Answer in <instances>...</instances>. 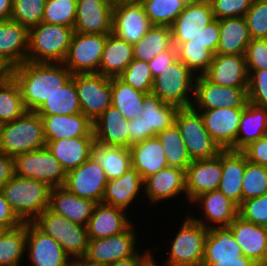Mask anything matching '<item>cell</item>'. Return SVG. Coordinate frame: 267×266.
<instances>
[{
	"label": "cell",
	"instance_id": "cell-1",
	"mask_svg": "<svg viewBox=\"0 0 267 266\" xmlns=\"http://www.w3.org/2000/svg\"><path fill=\"white\" fill-rule=\"evenodd\" d=\"M18 84L27 111H36L73 76L63 63L25 61L9 70Z\"/></svg>",
	"mask_w": 267,
	"mask_h": 266
},
{
	"label": "cell",
	"instance_id": "cell-2",
	"mask_svg": "<svg viewBox=\"0 0 267 266\" xmlns=\"http://www.w3.org/2000/svg\"><path fill=\"white\" fill-rule=\"evenodd\" d=\"M51 189L47 183L14 174L0 192L25 223L33 222L48 208Z\"/></svg>",
	"mask_w": 267,
	"mask_h": 266
},
{
	"label": "cell",
	"instance_id": "cell-3",
	"mask_svg": "<svg viewBox=\"0 0 267 266\" xmlns=\"http://www.w3.org/2000/svg\"><path fill=\"white\" fill-rule=\"evenodd\" d=\"M45 147L43 121L36 111H26L16 120L0 124V153L14 158Z\"/></svg>",
	"mask_w": 267,
	"mask_h": 266
},
{
	"label": "cell",
	"instance_id": "cell-4",
	"mask_svg": "<svg viewBox=\"0 0 267 266\" xmlns=\"http://www.w3.org/2000/svg\"><path fill=\"white\" fill-rule=\"evenodd\" d=\"M72 27L40 22L29 29L28 62L63 63L71 42Z\"/></svg>",
	"mask_w": 267,
	"mask_h": 266
},
{
	"label": "cell",
	"instance_id": "cell-5",
	"mask_svg": "<svg viewBox=\"0 0 267 266\" xmlns=\"http://www.w3.org/2000/svg\"><path fill=\"white\" fill-rule=\"evenodd\" d=\"M174 238L169 243V254L162 263L166 266H202L205 241L208 228L193 220L189 215L184 217Z\"/></svg>",
	"mask_w": 267,
	"mask_h": 266
},
{
	"label": "cell",
	"instance_id": "cell-6",
	"mask_svg": "<svg viewBox=\"0 0 267 266\" xmlns=\"http://www.w3.org/2000/svg\"><path fill=\"white\" fill-rule=\"evenodd\" d=\"M196 75L179 59L154 78L152 94L178 108L192 107Z\"/></svg>",
	"mask_w": 267,
	"mask_h": 266
},
{
	"label": "cell",
	"instance_id": "cell-7",
	"mask_svg": "<svg viewBox=\"0 0 267 266\" xmlns=\"http://www.w3.org/2000/svg\"><path fill=\"white\" fill-rule=\"evenodd\" d=\"M32 223L57 241L71 260L86 255L89 242L86 226L74 223L48 208Z\"/></svg>",
	"mask_w": 267,
	"mask_h": 266
},
{
	"label": "cell",
	"instance_id": "cell-8",
	"mask_svg": "<svg viewBox=\"0 0 267 266\" xmlns=\"http://www.w3.org/2000/svg\"><path fill=\"white\" fill-rule=\"evenodd\" d=\"M174 123L192 161L216 157L221 151L206 130L201 114L193 107L179 108Z\"/></svg>",
	"mask_w": 267,
	"mask_h": 266
},
{
	"label": "cell",
	"instance_id": "cell-9",
	"mask_svg": "<svg viewBox=\"0 0 267 266\" xmlns=\"http://www.w3.org/2000/svg\"><path fill=\"white\" fill-rule=\"evenodd\" d=\"M14 174L47 183L51 188L64 186L66 172L47 147L14 157Z\"/></svg>",
	"mask_w": 267,
	"mask_h": 266
},
{
	"label": "cell",
	"instance_id": "cell-10",
	"mask_svg": "<svg viewBox=\"0 0 267 266\" xmlns=\"http://www.w3.org/2000/svg\"><path fill=\"white\" fill-rule=\"evenodd\" d=\"M81 113L94 122L112 104L111 78L98 73L74 74Z\"/></svg>",
	"mask_w": 267,
	"mask_h": 266
},
{
	"label": "cell",
	"instance_id": "cell-11",
	"mask_svg": "<svg viewBox=\"0 0 267 266\" xmlns=\"http://www.w3.org/2000/svg\"><path fill=\"white\" fill-rule=\"evenodd\" d=\"M107 34L74 32L63 64L74 74L98 73Z\"/></svg>",
	"mask_w": 267,
	"mask_h": 266
},
{
	"label": "cell",
	"instance_id": "cell-12",
	"mask_svg": "<svg viewBox=\"0 0 267 266\" xmlns=\"http://www.w3.org/2000/svg\"><path fill=\"white\" fill-rule=\"evenodd\" d=\"M134 226V227H133ZM133 223L122 233L103 238H89L87 253L84 256L88 261L110 265L119 260L127 259L134 256L139 251V242Z\"/></svg>",
	"mask_w": 267,
	"mask_h": 266
},
{
	"label": "cell",
	"instance_id": "cell-13",
	"mask_svg": "<svg viewBox=\"0 0 267 266\" xmlns=\"http://www.w3.org/2000/svg\"><path fill=\"white\" fill-rule=\"evenodd\" d=\"M248 88L220 86L209 81L204 75L196 76L194 109H218L246 107Z\"/></svg>",
	"mask_w": 267,
	"mask_h": 266
},
{
	"label": "cell",
	"instance_id": "cell-14",
	"mask_svg": "<svg viewBox=\"0 0 267 266\" xmlns=\"http://www.w3.org/2000/svg\"><path fill=\"white\" fill-rule=\"evenodd\" d=\"M245 107L195 109L203 118L204 126L221 150H236V138Z\"/></svg>",
	"mask_w": 267,
	"mask_h": 266
},
{
	"label": "cell",
	"instance_id": "cell-15",
	"mask_svg": "<svg viewBox=\"0 0 267 266\" xmlns=\"http://www.w3.org/2000/svg\"><path fill=\"white\" fill-rule=\"evenodd\" d=\"M102 166L92 158L66 173L64 188L80 198L102 203L107 184Z\"/></svg>",
	"mask_w": 267,
	"mask_h": 266
},
{
	"label": "cell",
	"instance_id": "cell-16",
	"mask_svg": "<svg viewBox=\"0 0 267 266\" xmlns=\"http://www.w3.org/2000/svg\"><path fill=\"white\" fill-rule=\"evenodd\" d=\"M25 256L31 266H71L72 263L61 245L32 222H26Z\"/></svg>",
	"mask_w": 267,
	"mask_h": 266
},
{
	"label": "cell",
	"instance_id": "cell-17",
	"mask_svg": "<svg viewBox=\"0 0 267 266\" xmlns=\"http://www.w3.org/2000/svg\"><path fill=\"white\" fill-rule=\"evenodd\" d=\"M152 26L140 1L114 4L112 33L118 38L134 45Z\"/></svg>",
	"mask_w": 267,
	"mask_h": 266
},
{
	"label": "cell",
	"instance_id": "cell-18",
	"mask_svg": "<svg viewBox=\"0 0 267 266\" xmlns=\"http://www.w3.org/2000/svg\"><path fill=\"white\" fill-rule=\"evenodd\" d=\"M189 205L198 206L202 210L200 218L188 214L193 220L202 224L205 228L228 227L238 216V206L224 196L218 189L196 197Z\"/></svg>",
	"mask_w": 267,
	"mask_h": 266
},
{
	"label": "cell",
	"instance_id": "cell-19",
	"mask_svg": "<svg viewBox=\"0 0 267 266\" xmlns=\"http://www.w3.org/2000/svg\"><path fill=\"white\" fill-rule=\"evenodd\" d=\"M214 19L209 0H196L186 4L184 10L170 26L172 44L177 48L181 43L193 40L201 29Z\"/></svg>",
	"mask_w": 267,
	"mask_h": 266
},
{
	"label": "cell",
	"instance_id": "cell-20",
	"mask_svg": "<svg viewBox=\"0 0 267 266\" xmlns=\"http://www.w3.org/2000/svg\"><path fill=\"white\" fill-rule=\"evenodd\" d=\"M222 178L221 151L210 159L194 160L185 170L186 196L190 204L201 194L218 189Z\"/></svg>",
	"mask_w": 267,
	"mask_h": 266
},
{
	"label": "cell",
	"instance_id": "cell-21",
	"mask_svg": "<svg viewBox=\"0 0 267 266\" xmlns=\"http://www.w3.org/2000/svg\"><path fill=\"white\" fill-rule=\"evenodd\" d=\"M144 184V198L150 205H159V203L168 202L167 200H179L181 194L186 197L185 188V170L178 167L168 166L154 175L146 178ZM177 198V199H175Z\"/></svg>",
	"mask_w": 267,
	"mask_h": 266
},
{
	"label": "cell",
	"instance_id": "cell-22",
	"mask_svg": "<svg viewBox=\"0 0 267 266\" xmlns=\"http://www.w3.org/2000/svg\"><path fill=\"white\" fill-rule=\"evenodd\" d=\"M113 7L110 0H77L74 32L112 33Z\"/></svg>",
	"mask_w": 267,
	"mask_h": 266
},
{
	"label": "cell",
	"instance_id": "cell-23",
	"mask_svg": "<svg viewBox=\"0 0 267 266\" xmlns=\"http://www.w3.org/2000/svg\"><path fill=\"white\" fill-rule=\"evenodd\" d=\"M242 254L259 266H267V227L237 216L228 226Z\"/></svg>",
	"mask_w": 267,
	"mask_h": 266
},
{
	"label": "cell",
	"instance_id": "cell-24",
	"mask_svg": "<svg viewBox=\"0 0 267 266\" xmlns=\"http://www.w3.org/2000/svg\"><path fill=\"white\" fill-rule=\"evenodd\" d=\"M29 29L18 22L0 21V62L9 71L27 60Z\"/></svg>",
	"mask_w": 267,
	"mask_h": 266
},
{
	"label": "cell",
	"instance_id": "cell-25",
	"mask_svg": "<svg viewBox=\"0 0 267 266\" xmlns=\"http://www.w3.org/2000/svg\"><path fill=\"white\" fill-rule=\"evenodd\" d=\"M204 76L220 86L248 88L249 73L245 56L215 54Z\"/></svg>",
	"mask_w": 267,
	"mask_h": 266
},
{
	"label": "cell",
	"instance_id": "cell-26",
	"mask_svg": "<svg viewBox=\"0 0 267 266\" xmlns=\"http://www.w3.org/2000/svg\"><path fill=\"white\" fill-rule=\"evenodd\" d=\"M129 212L104 203H97L87 223L88 237L103 239L125 231L131 224Z\"/></svg>",
	"mask_w": 267,
	"mask_h": 266
},
{
	"label": "cell",
	"instance_id": "cell-27",
	"mask_svg": "<svg viewBox=\"0 0 267 266\" xmlns=\"http://www.w3.org/2000/svg\"><path fill=\"white\" fill-rule=\"evenodd\" d=\"M40 116L46 143L75 137H94L93 122L83 113Z\"/></svg>",
	"mask_w": 267,
	"mask_h": 266
},
{
	"label": "cell",
	"instance_id": "cell-28",
	"mask_svg": "<svg viewBox=\"0 0 267 266\" xmlns=\"http://www.w3.org/2000/svg\"><path fill=\"white\" fill-rule=\"evenodd\" d=\"M142 189H144L142 177L134 168H131L121 177L107 181L102 203L128 212L133 208L132 204L135 200L144 197L141 194L144 193ZM141 195L142 197H138Z\"/></svg>",
	"mask_w": 267,
	"mask_h": 266
},
{
	"label": "cell",
	"instance_id": "cell-29",
	"mask_svg": "<svg viewBox=\"0 0 267 266\" xmlns=\"http://www.w3.org/2000/svg\"><path fill=\"white\" fill-rule=\"evenodd\" d=\"M222 178L218 190L238 207L242 204V180L246 156L241 150H221Z\"/></svg>",
	"mask_w": 267,
	"mask_h": 266
},
{
	"label": "cell",
	"instance_id": "cell-30",
	"mask_svg": "<svg viewBox=\"0 0 267 266\" xmlns=\"http://www.w3.org/2000/svg\"><path fill=\"white\" fill-rule=\"evenodd\" d=\"M96 204L74 195L62 186L51 189L48 209L74 223L87 226Z\"/></svg>",
	"mask_w": 267,
	"mask_h": 266
},
{
	"label": "cell",
	"instance_id": "cell-31",
	"mask_svg": "<svg viewBox=\"0 0 267 266\" xmlns=\"http://www.w3.org/2000/svg\"><path fill=\"white\" fill-rule=\"evenodd\" d=\"M128 120L121 112L109 106L94 122L96 142L105 146L129 148Z\"/></svg>",
	"mask_w": 267,
	"mask_h": 266
},
{
	"label": "cell",
	"instance_id": "cell-32",
	"mask_svg": "<svg viewBox=\"0 0 267 266\" xmlns=\"http://www.w3.org/2000/svg\"><path fill=\"white\" fill-rule=\"evenodd\" d=\"M129 149L132 168L140 174L143 181L168 167L164 148L157 136L133 144Z\"/></svg>",
	"mask_w": 267,
	"mask_h": 266
},
{
	"label": "cell",
	"instance_id": "cell-33",
	"mask_svg": "<svg viewBox=\"0 0 267 266\" xmlns=\"http://www.w3.org/2000/svg\"><path fill=\"white\" fill-rule=\"evenodd\" d=\"M95 141V137H75L49 141L46 147L68 173L90 158Z\"/></svg>",
	"mask_w": 267,
	"mask_h": 266
},
{
	"label": "cell",
	"instance_id": "cell-34",
	"mask_svg": "<svg viewBox=\"0 0 267 266\" xmlns=\"http://www.w3.org/2000/svg\"><path fill=\"white\" fill-rule=\"evenodd\" d=\"M220 41L216 54L245 55L251 41L244 17L219 19Z\"/></svg>",
	"mask_w": 267,
	"mask_h": 266
},
{
	"label": "cell",
	"instance_id": "cell-35",
	"mask_svg": "<svg viewBox=\"0 0 267 266\" xmlns=\"http://www.w3.org/2000/svg\"><path fill=\"white\" fill-rule=\"evenodd\" d=\"M133 59V45L113 33L107 34L98 74L118 77Z\"/></svg>",
	"mask_w": 267,
	"mask_h": 266
},
{
	"label": "cell",
	"instance_id": "cell-36",
	"mask_svg": "<svg viewBox=\"0 0 267 266\" xmlns=\"http://www.w3.org/2000/svg\"><path fill=\"white\" fill-rule=\"evenodd\" d=\"M243 256L229 227H213L205 241L203 263H216L217 260H239Z\"/></svg>",
	"mask_w": 267,
	"mask_h": 266
},
{
	"label": "cell",
	"instance_id": "cell-37",
	"mask_svg": "<svg viewBox=\"0 0 267 266\" xmlns=\"http://www.w3.org/2000/svg\"><path fill=\"white\" fill-rule=\"evenodd\" d=\"M142 109L138 117L144 118L146 139H149L174 124L179 108L163 102L158 96L150 93L144 97Z\"/></svg>",
	"mask_w": 267,
	"mask_h": 266
},
{
	"label": "cell",
	"instance_id": "cell-38",
	"mask_svg": "<svg viewBox=\"0 0 267 266\" xmlns=\"http://www.w3.org/2000/svg\"><path fill=\"white\" fill-rule=\"evenodd\" d=\"M90 158L102 166L107 180L119 178L132 168L129 148L105 146L95 141Z\"/></svg>",
	"mask_w": 267,
	"mask_h": 266
},
{
	"label": "cell",
	"instance_id": "cell-39",
	"mask_svg": "<svg viewBox=\"0 0 267 266\" xmlns=\"http://www.w3.org/2000/svg\"><path fill=\"white\" fill-rule=\"evenodd\" d=\"M267 134V107L247 103L240 120L236 138V150Z\"/></svg>",
	"mask_w": 267,
	"mask_h": 266
},
{
	"label": "cell",
	"instance_id": "cell-40",
	"mask_svg": "<svg viewBox=\"0 0 267 266\" xmlns=\"http://www.w3.org/2000/svg\"><path fill=\"white\" fill-rule=\"evenodd\" d=\"M112 106L127 120H134L143 111L144 97L147 95L125 84L118 77L111 78Z\"/></svg>",
	"mask_w": 267,
	"mask_h": 266
},
{
	"label": "cell",
	"instance_id": "cell-41",
	"mask_svg": "<svg viewBox=\"0 0 267 266\" xmlns=\"http://www.w3.org/2000/svg\"><path fill=\"white\" fill-rule=\"evenodd\" d=\"M171 28L153 25L140 40L133 45L134 59L149 62L160 52L172 46Z\"/></svg>",
	"mask_w": 267,
	"mask_h": 266
},
{
	"label": "cell",
	"instance_id": "cell-42",
	"mask_svg": "<svg viewBox=\"0 0 267 266\" xmlns=\"http://www.w3.org/2000/svg\"><path fill=\"white\" fill-rule=\"evenodd\" d=\"M36 112L39 115H72L81 113L73 76L49 97Z\"/></svg>",
	"mask_w": 267,
	"mask_h": 266
},
{
	"label": "cell",
	"instance_id": "cell-43",
	"mask_svg": "<svg viewBox=\"0 0 267 266\" xmlns=\"http://www.w3.org/2000/svg\"><path fill=\"white\" fill-rule=\"evenodd\" d=\"M26 250V222L5 230L0 237V266H23ZM26 257V258H25Z\"/></svg>",
	"mask_w": 267,
	"mask_h": 266
},
{
	"label": "cell",
	"instance_id": "cell-44",
	"mask_svg": "<svg viewBox=\"0 0 267 266\" xmlns=\"http://www.w3.org/2000/svg\"><path fill=\"white\" fill-rule=\"evenodd\" d=\"M26 111L18 84L8 73L0 80V124L16 120Z\"/></svg>",
	"mask_w": 267,
	"mask_h": 266
},
{
	"label": "cell",
	"instance_id": "cell-45",
	"mask_svg": "<svg viewBox=\"0 0 267 266\" xmlns=\"http://www.w3.org/2000/svg\"><path fill=\"white\" fill-rule=\"evenodd\" d=\"M162 147L165 151L168 166L178 167L183 170L191 164L192 160L184 144L177 125L174 123L170 127L157 134Z\"/></svg>",
	"mask_w": 267,
	"mask_h": 266
},
{
	"label": "cell",
	"instance_id": "cell-46",
	"mask_svg": "<svg viewBox=\"0 0 267 266\" xmlns=\"http://www.w3.org/2000/svg\"><path fill=\"white\" fill-rule=\"evenodd\" d=\"M177 56L196 76L204 75L214 54L199 41L191 40L177 47Z\"/></svg>",
	"mask_w": 267,
	"mask_h": 266
},
{
	"label": "cell",
	"instance_id": "cell-47",
	"mask_svg": "<svg viewBox=\"0 0 267 266\" xmlns=\"http://www.w3.org/2000/svg\"><path fill=\"white\" fill-rule=\"evenodd\" d=\"M152 25L171 26L184 10L182 0H140Z\"/></svg>",
	"mask_w": 267,
	"mask_h": 266
},
{
	"label": "cell",
	"instance_id": "cell-48",
	"mask_svg": "<svg viewBox=\"0 0 267 266\" xmlns=\"http://www.w3.org/2000/svg\"><path fill=\"white\" fill-rule=\"evenodd\" d=\"M77 0H46L42 22L74 27Z\"/></svg>",
	"mask_w": 267,
	"mask_h": 266
},
{
	"label": "cell",
	"instance_id": "cell-49",
	"mask_svg": "<svg viewBox=\"0 0 267 266\" xmlns=\"http://www.w3.org/2000/svg\"><path fill=\"white\" fill-rule=\"evenodd\" d=\"M267 193V167L253 164L246 158L242 180V202Z\"/></svg>",
	"mask_w": 267,
	"mask_h": 266
},
{
	"label": "cell",
	"instance_id": "cell-50",
	"mask_svg": "<svg viewBox=\"0 0 267 266\" xmlns=\"http://www.w3.org/2000/svg\"><path fill=\"white\" fill-rule=\"evenodd\" d=\"M118 78L135 90L145 94L152 92L154 78L146 61L133 59Z\"/></svg>",
	"mask_w": 267,
	"mask_h": 266
},
{
	"label": "cell",
	"instance_id": "cell-51",
	"mask_svg": "<svg viewBox=\"0 0 267 266\" xmlns=\"http://www.w3.org/2000/svg\"><path fill=\"white\" fill-rule=\"evenodd\" d=\"M46 0H13L10 20L28 29L42 22Z\"/></svg>",
	"mask_w": 267,
	"mask_h": 266
},
{
	"label": "cell",
	"instance_id": "cell-52",
	"mask_svg": "<svg viewBox=\"0 0 267 266\" xmlns=\"http://www.w3.org/2000/svg\"><path fill=\"white\" fill-rule=\"evenodd\" d=\"M244 18L251 39H267V0H254Z\"/></svg>",
	"mask_w": 267,
	"mask_h": 266
},
{
	"label": "cell",
	"instance_id": "cell-53",
	"mask_svg": "<svg viewBox=\"0 0 267 266\" xmlns=\"http://www.w3.org/2000/svg\"><path fill=\"white\" fill-rule=\"evenodd\" d=\"M238 215L246 221L267 227V193L243 201L238 207Z\"/></svg>",
	"mask_w": 267,
	"mask_h": 266
},
{
	"label": "cell",
	"instance_id": "cell-54",
	"mask_svg": "<svg viewBox=\"0 0 267 266\" xmlns=\"http://www.w3.org/2000/svg\"><path fill=\"white\" fill-rule=\"evenodd\" d=\"M254 0H209L215 19L244 17Z\"/></svg>",
	"mask_w": 267,
	"mask_h": 266
},
{
	"label": "cell",
	"instance_id": "cell-55",
	"mask_svg": "<svg viewBox=\"0 0 267 266\" xmlns=\"http://www.w3.org/2000/svg\"><path fill=\"white\" fill-rule=\"evenodd\" d=\"M248 102L267 107V69L248 71Z\"/></svg>",
	"mask_w": 267,
	"mask_h": 266
},
{
	"label": "cell",
	"instance_id": "cell-56",
	"mask_svg": "<svg viewBox=\"0 0 267 266\" xmlns=\"http://www.w3.org/2000/svg\"><path fill=\"white\" fill-rule=\"evenodd\" d=\"M244 56L248 71L267 69V39H251Z\"/></svg>",
	"mask_w": 267,
	"mask_h": 266
},
{
	"label": "cell",
	"instance_id": "cell-57",
	"mask_svg": "<svg viewBox=\"0 0 267 266\" xmlns=\"http://www.w3.org/2000/svg\"><path fill=\"white\" fill-rule=\"evenodd\" d=\"M241 151L249 162L267 167V134L249 143Z\"/></svg>",
	"mask_w": 267,
	"mask_h": 266
},
{
	"label": "cell",
	"instance_id": "cell-58",
	"mask_svg": "<svg viewBox=\"0 0 267 266\" xmlns=\"http://www.w3.org/2000/svg\"><path fill=\"white\" fill-rule=\"evenodd\" d=\"M219 20L214 19L206 27L201 29V32L194 38V41H199L204 44L214 55L216 54L220 41Z\"/></svg>",
	"mask_w": 267,
	"mask_h": 266
},
{
	"label": "cell",
	"instance_id": "cell-59",
	"mask_svg": "<svg viewBox=\"0 0 267 266\" xmlns=\"http://www.w3.org/2000/svg\"><path fill=\"white\" fill-rule=\"evenodd\" d=\"M178 59L177 48L172 45L168 50L160 52L156 57L148 62V67L153 78L157 77L167 66L173 64Z\"/></svg>",
	"mask_w": 267,
	"mask_h": 266
},
{
	"label": "cell",
	"instance_id": "cell-60",
	"mask_svg": "<svg viewBox=\"0 0 267 266\" xmlns=\"http://www.w3.org/2000/svg\"><path fill=\"white\" fill-rule=\"evenodd\" d=\"M23 224L0 192V227L9 230Z\"/></svg>",
	"mask_w": 267,
	"mask_h": 266
},
{
	"label": "cell",
	"instance_id": "cell-61",
	"mask_svg": "<svg viewBox=\"0 0 267 266\" xmlns=\"http://www.w3.org/2000/svg\"><path fill=\"white\" fill-rule=\"evenodd\" d=\"M127 130L129 132V148L136 143L146 139V124L143 117L128 120Z\"/></svg>",
	"mask_w": 267,
	"mask_h": 266
},
{
	"label": "cell",
	"instance_id": "cell-62",
	"mask_svg": "<svg viewBox=\"0 0 267 266\" xmlns=\"http://www.w3.org/2000/svg\"><path fill=\"white\" fill-rule=\"evenodd\" d=\"M151 249L152 248L150 247L149 250L148 249L143 250V253L139 251L140 253L137 252L134 256L130 258L119 260L107 266H142L153 255V252L157 254L160 248L157 245H155V247L153 248L154 251L152 250L151 252Z\"/></svg>",
	"mask_w": 267,
	"mask_h": 266
},
{
	"label": "cell",
	"instance_id": "cell-63",
	"mask_svg": "<svg viewBox=\"0 0 267 266\" xmlns=\"http://www.w3.org/2000/svg\"><path fill=\"white\" fill-rule=\"evenodd\" d=\"M14 175V158L0 153V189Z\"/></svg>",
	"mask_w": 267,
	"mask_h": 266
},
{
	"label": "cell",
	"instance_id": "cell-64",
	"mask_svg": "<svg viewBox=\"0 0 267 266\" xmlns=\"http://www.w3.org/2000/svg\"><path fill=\"white\" fill-rule=\"evenodd\" d=\"M202 266H259L253 260L243 256L239 260H217L216 263H202Z\"/></svg>",
	"mask_w": 267,
	"mask_h": 266
},
{
	"label": "cell",
	"instance_id": "cell-65",
	"mask_svg": "<svg viewBox=\"0 0 267 266\" xmlns=\"http://www.w3.org/2000/svg\"><path fill=\"white\" fill-rule=\"evenodd\" d=\"M13 0H0V21L10 20Z\"/></svg>",
	"mask_w": 267,
	"mask_h": 266
},
{
	"label": "cell",
	"instance_id": "cell-66",
	"mask_svg": "<svg viewBox=\"0 0 267 266\" xmlns=\"http://www.w3.org/2000/svg\"><path fill=\"white\" fill-rule=\"evenodd\" d=\"M71 266H105V265L93 263V262L88 261L84 257H80V258L73 259Z\"/></svg>",
	"mask_w": 267,
	"mask_h": 266
},
{
	"label": "cell",
	"instance_id": "cell-67",
	"mask_svg": "<svg viewBox=\"0 0 267 266\" xmlns=\"http://www.w3.org/2000/svg\"><path fill=\"white\" fill-rule=\"evenodd\" d=\"M154 256H156V255L153 254L142 266H160V265H157L159 263H157V261L155 260L156 258ZM163 266H164V264H163Z\"/></svg>",
	"mask_w": 267,
	"mask_h": 266
},
{
	"label": "cell",
	"instance_id": "cell-68",
	"mask_svg": "<svg viewBox=\"0 0 267 266\" xmlns=\"http://www.w3.org/2000/svg\"><path fill=\"white\" fill-rule=\"evenodd\" d=\"M8 73H9V71L0 62V80H2Z\"/></svg>",
	"mask_w": 267,
	"mask_h": 266
},
{
	"label": "cell",
	"instance_id": "cell-69",
	"mask_svg": "<svg viewBox=\"0 0 267 266\" xmlns=\"http://www.w3.org/2000/svg\"><path fill=\"white\" fill-rule=\"evenodd\" d=\"M113 4L120 3V2H138L140 0H110Z\"/></svg>",
	"mask_w": 267,
	"mask_h": 266
},
{
	"label": "cell",
	"instance_id": "cell-70",
	"mask_svg": "<svg viewBox=\"0 0 267 266\" xmlns=\"http://www.w3.org/2000/svg\"><path fill=\"white\" fill-rule=\"evenodd\" d=\"M185 4H188V3H190V2H194V1H196V0H182Z\"/></svg>",
	"mask_w": 267,
	"mask_h": 266
},
{
	"label": "cell",
	"instance_id": "cell-71",
	"mask_svg": "<svg viewBox=\"0 0 267 266\" xmlns=\"http://www.w3.org/2000/svg\"><path fill=\"white\" fill-rule=\"evenodd\" d=\"M5 230H6V229L0 227V237H1V235L3 234V232H4Z\"/></svg>",
	"mask_w": 267,
	"mask_h": 266
}]
</instances>
